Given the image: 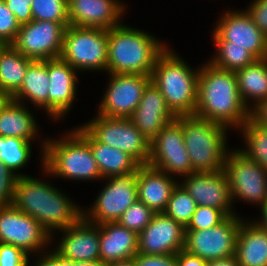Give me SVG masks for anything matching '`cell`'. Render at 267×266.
Instances as JSON below:
<instances>
[{
	"instance_id": "cell-31",
	"label": "cell",
	"mask_w": 267,
	"mask_h": 266,
	"mask_svg": "<svg viewBox=\"0 0 267 266\" xmlns=\"http://www.w3.org/2000/svg\"><path fill=\"white\" fill-rule=\"evenodd\" d=\"M237 132L245 145L238 149L267 171V128L250 118Z\"/></svg>"
},
{
	"instance_id": "cell-9",
	"label": "cell",
	"mask_w": 267,
	"mask_h": 266,
	"mask_svg": "<svg viewBox=\"0 0 267 266\" xmlns=\"http://www.w3.org/2000/svg\"><path fill=\"white\" fill-rule=\"evenodd\" d=\"M224 170L233 205L237 201L260 207L267 199V171L238 147L229 149Z\"/></svg>"
},
{
	"instance_id": "cell-6",
	"label": "cell",
	"mask_w": 267,
	"mask_h": 266,
	"mask_svg": "<svg viewBox=\"0 0 267 266\" xmlns=\"http://www.w3.org/2000/svg\"><path fill=\"white\" fill-rule=\"evenodd\" d=\"M175 119L182 126L194 172L223 170L226 155L231 148L228 144L230 129L196 115H181Z\"/></svg>"
},
{
	"instance_id": "cell-7",
	"label": "cell",
	"mask_w": 267,
	"mask_h": 266,
	"mask_svg": "<svg viewBox=\"0 0 267 266\" xmlns=\"http://www.w3.org/2000/svg\"><path fill=\"white\" fill-rule=\"evenodd\" d=\"M107 50L108 30L72 25L66 27L61 58L79 73L107 72Z\"/></svg>"
},
{
	"instance_id": "cell-34",
	"label": "cell",
	"mask_w": 267,
	"mask_h": 266,
	"mask_svg": "<svg viewBox=\"0 0 267 266\" xmlns=\"http://www.w3.org/2000/svg\"><path fill=\"white\" fill-rule=\"evenodd\" d=\"M196 208L197 203L195 200L178 182L171 192L170 199L164 213L186 227Z\"/></svg>"
},
{
	"instance_id": "cell-25",
	"label": "cell",
	"mask_w": 267,
	"mask_h": 266,
	"mask_svg": "<svg viewBox=\"0 0 267 266\" xmlns=\"http://www.w3.org/2000/svg\"><path fill=\"white\" fill-rule=\"evenodd\" d=\"M73 128L89 145L103 179L136 171L140 164L118 148L98 142L82 125Z\"/></svg>"
},
{
	"instance_id": "cell-51",
	"label": "cell",
	"mask_w": 267,
	"mask_h": 266,
	"mask_svg": "<svg viewBox=\"0 0 267 266\" xmlns=\"http://www.w3.org/2000/svg\"><path fill=\"white\" fill-rule=\"evenodd\" d=\"M105 266H136L134 258L107 263Z\"/></svg>"
},
{
	"instance_id": "cell-20",
	"label": "cell",
	"mask_w": 267,
	"mask_h": 266,
	"mask_svg": "<svg viewBox=\"0 0 267 266\" xmlns=\"http://www.w3.org/2000/svg\"><path fill=\"white\" fill-rule=\"evenodd\" d=\"M99 237L100 225L81 217L75 224L56 232L51 245L60 255L72 261H95L100 260Z\"/></svg>"
},
{
	"instance_id": "cell-53",
	"label": "cell",
	"mask_w": 267,
	"mask_h": 266,
	"mask_svg": "<svg viewBox=\"0 0 267 266\" xmlns=\"http://www.w3.org/2000/svg\"><path fill=\"white\" fill-rule=\"evenodd\" d=\"M6 46V44L0 40V52L3 50V48Z\"/></svg>"
},
{
	"instance_id": "cell-39",
	"label": "cell",
	"mask_w": 267,
	"mask_h": 266,
	"mask_svg": "<svg viewBox=\"0 0 267 266\" xmlns=\"http://www.w3.org/2000/svg\"><path fill=\"white\" fill-rule=\"evenodd\" d=\"M17 178L18 176L0 160V206L13 203Z\"/></svg>"
},
{
	"instance_id": "cell-41",
	"label": "cell",
	"mask_w": 267,
	"mask_h": 266,
	"mask_svg": "<svg viewBox=\"0 0 267 266\" xmlns=\"http://www.w3.org/2000/svg\"><path fill=\"white\" fill-rule=\"evenodd\" d=\"M245 10L255 25L267 36V0H252Z\"/></svg>"
},
{
	"instance_id": "cell-14",
	"label": "cell",
	"mask_w": 267,
	"mask_h": 266,
	"mask_svg": "<svg viewBox=\"0 0 267 266\" xmlns=\"http://www.w3.org/2000/svg\"><path fill=\"white\" fill-rule=\"evenodd\" d=\"M108 74V75H107ZM105 91L96 114L109 118H129L138 106L151 75L106 73Z\"/></svg>"
},
{
	"instance_id": "cell-44",
	"label": "cell",
	"mask_w": 267,
	"mask_h": 266,
	"mask_svg": "<svg viewBox=\"0 0 267 266\" xmlns=\"http://www.w3.org/2000/svg\"><path fill=\"white\" fill-rule=\"evenodd\" d=\"M32 257L36 260L33 258L30 263V257L29 266H61V255L52 246L47 251Z\"/></svg>"
},
{
	"instance_id": "cell-15",
	"label": "cell",
	"mask_w": 267,
	"mask_h": 266,
	"mask_svg": "<svg viewBox=\"0 0 267 266\" xmlns=\"http://www.w3.org/2000/svg\"><path fill=\"white\" fill-rule=\"evenodd\" d=\"M148 165L177 179L194 173L181 124L174 119L150 142Z\"/></svg>"
},
{
	"instance_id": "cell-42",
	"label": "cell",
	"mask_w": 267,
	"mask_h": 266,
	"mask_svg": "<svg viewBox=\"0 0 267 266\" xmlns=\"http://www.w3.org/2000/svg\"><path fill=\"white\" fill-rule=\"evenodd\" d=\"M7 8L15 15L16 21L22 25L33 20L32 0H4Z\"/></svg>"
},
{
	"instance_id": "cell-16",
	"label": "cell",
	"mask_w": 267,
	"mask_h": 266,
	"mask_svg": "<svg viewBox=\"0 0 267 266\" xmlns=\"http://www.w3.org/2000/svg\"><path fill=\"white\" fill-rule=\"evenodd\" d=\"M65 30L59 22L32 20L20 25L11 45L32 60L58 58L61 57Z\"/></svg>"
},
{
	"instance_id": "cell-13",
	"label": "cell",
	"mask_w": 267,
	"mask_h": 266,
	"mask_svg": "<svg viewBox=\"0 0 267 266\" xmlns=\"http://www.w3.org/2000/svg\"><path fill=\"white\" fill-rule=\"evenodd\" d=\"M244 218L240 214L230 215L212 228L185 230L184 249L205 261L234 256L238 231Z\"/></svg>"
},
{
	"instance_id": "cell-10",
	"label": "cell",
	"mask_w": 267,
	"mask_h": 266,
	"mask_svg": "<svg viewBox=\"0 0 267 266\" xmlns=\"http://www.w3.org/2000/svg\"><path fill=\"white\" fill-rule=\"evenodd\" d=\"M81 125L98 141L118 148L132 156L140 165L150 159V141L145 138L129 118H109L102 115Z\"/></svg>"
},
{
	"instance_id": "cell-29",
	"label": "cell",
	"mask_w": 267,
	"mask_h": 266,
	"mask_svg": "<svg viewBox=\"0 0 267 266\" xmlns=\"http://www.w3.org/2000/svg\"><path fill=\"white\" fill-rule=\"evenodd\" d=\"M240 97L250 112L267 98V58L236 72Z\"/></svg>"
},
{
	"instance_id": "cell-46",
	"label": "cell",
	"mask_w": 267,
	"mask_h": 266,
	"mask_svg": "<svg viewBox=\"0 0 267 266\" xmlns=\"http://www.w3.org/2000/svg\"><path fill=\"white\" fill-rule=\"evenodd\" d=\"M251 118L267 128V98L251 111Z\"/></svg>"
},
{
	"instance_id": "cell-19",
	"label": "cell",
	"mask_w": 267,
	"mask_h": 266,
	"mask_svg": "<svg viewBox=\"0 0 267 266\" xmlns=\"http://www.w3.org/2000/svg\"><path fill=\"white\" fill-rule=\"evenodd\" d=\"M185 227L164 212L155 213L138 234V253L146 255L177 254L185 247Z\"/></svg>"
},
{
	"instance_id": "cell-50",
	"label": "cell",
	"mask_w": 267,
	"mask_h": 266,
	"mask_svg": "<svg viewBox=\"0 0 267 266\" xmlns=\"http://www.w3.org/2000/svg\"><path fill=\"white\" fill-rule=\"evenodd\" d=\"M101 260L95 261H72V266H105Z\"/></svg>"
},
{
	"instance_id": "cell-21",
	"label": "cell",
	"mask_w": 267,
	"mask_h": 266,
	"mask_svg": "<svg viewBox=\"0 0 267 266\" xmlns=\"http://www.w3.org/2000/svg\"><path fill=\"white\" fill-rule=\"evenodd\" d=\"M67 7L69 25L106 30L120 25L128 13L122 0H68Z\"/></svg>"
},
{
	"instance_id": "cell-11",
	"label": "cell",
	"mask_w": 267,
	"mask_h": 266,
	"mask_svg": "<svg viewBox=\"0 0 267 266\" xmlns=\"http://www.w3.org/2000/svg\"><path fill=\"white\" fill-rule=\"evenodd\" d=\"M52 237L33 217L13 204L0 206V243L12 244L31 258L47 251Z\"/></svg>"
},
{
	"instance_id": "cell-43",
	"label": "cell",
	"mask_w": 267,
	"mask_h": 266,
	"mask_svg": "<svg viewBox=\"0 0 267 266\" xmlns=\"http://www.w3.org/2000/svg\"><path fill=\"white\" fill-rule=\"evenodd\" d=\"M136 266H177L176 254L168 255H146L136 254L134 256Z\"/></svg>"
},
{
	"instance_id": "cell-5",
	"label": "cell",
	"mask_w": 267,
	"mask_h": 266,
	"mask_svg": "<svg viewBox=\"0 0 267 266\" xmlns=\"http://www.w3.org/2000/svg\"><path fill=\"white\" fill-rule=\"evenodd\" d=\"M63 133L57 138L46 137L43 167L54 179L101 181L103 178L90 145L73 128Z\"/></svg>"
},
{
	"instance_id": "cell-24",
	"label": "cell",
	"mask_w": 267,
	"mask_h": 266,
	"mask_svg": "<svg viewBox=\"0 0 267 266\" xmlns=\"http://www.w3.org/2000/svg\"><path fill=\"white\" fill-rule=\"evenodd\" d=\"M179 179L148 164L138 168V201L146 204L155 213L166 210L170 195Z\"/></svg>"
},
{
	"instance_id": "cell-18",
	"label": "cell",
	"mask_w": 267,
	"mask_h": 266,
	"mask_svg": "<svg viewBox=\"0 0 267 266\" xmlns=\"http://www.w3.org/2000/svg\"><path fill=\"white\" fill-rule=\"evenodd\" d=\"M179 183L195 200L197 206L223 210L228 216L239 214L233 205L225 170L194 172L180 178Z\"/></svg>"
},
{
	"instance_id": "cell-4",
	"label": "cell",
	"mask_w": 267,
	"mask_h": 266,
	"mask_svg": "<svg viewBox=\"0 0 267 266\" xmlns=\"http://www.w3.org/2000/svg\"><path fill=\"white\" fill-rule=\"evenodd\" d=\"M175 49L168 47L158 56L151 81L160 89L175 116L194 115L200 64L194 69Z\"/></svg>"
},
{
	"instance_id": "cell-1",
	"label": "cell",
	"mask_w": 267,
	"mask_h": 266,
	"mask_svg": "<svg viewBox=\"0 0 267 266\" xmlns=\"http://www.w3.org/2000/svg\"><path fill=\"white\" fill-rule=\"evenodd\" d=\"M41 177L25 175L17 178L13 205L36 219L52 237L75 224L82 217V206L52 185L51 174L40 164ZM42 170V171H41ZM76 202V203H75ZM78 204V205H77Z\"/></svg>"
},
{
	"instance_id": "cell-38",
	"label": "cell",
	"mask_w": 267,
	"mask_h": 266,
	"mask_svg": "<svg viewBox=\"0 0 267 266\" xmlns=\"http://www.w3.org/2000/svg\"><path fill=\"white\" fill-rule=\"evenodd\" d=\"M20 24L15 15L7 8L4 0H0V40L11 45L19 31Z\"/></svg>"
},
{
	"instance_id": "cell-52",
	"label": "cell",
	"mask_w": 267,
	"mask_h": 266,
	"mask_svg": "<svg viewBox=\"0 0 267 266\" xmlns=\"http://www.w3.org/2000/svg\"><path fill=\"white\" fill-rule=\"evenodd\" d=\"M61 266H72V260L61 255Z\"/></svg>"
},
{
	"instance_id": "cell-27",
	"label": "cell",
	"mask_w": 267,
	"mask_h": 266,
	"mask_svg": "<svg viewBox=\"0 0 267 266\" xmlns=\"http://www.w3.org/2000/svg\"><path fill=\"white\" fill-rule=\"evenodd\" d=\"M234 256L239 266H267V231L251 218L240 224Z\"/></svg>"
},
{
	"instance_id": "cell-35",
	"label": "cell",
	"mask_w": 267,
	"mask_h": 266,
	"mask_svg": "<svg viewBox=\"0 0 267 266\" xmlns=\"http://www.w3.org/2000/svg\"><path fill=\"white\" fill-rule=\"evenodd\" d=\"M68 0H32L33 20L53 21L69 26Z\"/></svg>"
},
{
	"instance_id": "cell-28",
	"label": "cell",
	"mask_w": 267,
	"mask_h": 266,
	"mask_svg": "<svg viewBox=\"0 0 267 266\" xmlns=\"http://www.w3.org/2000/svg\"><path fill=\"white\" fill-rule=\"evenodd\" d=\"M48 84L47 60H34L28 66L23 83L12 98L25 105L31 104L32 109L45 111L48 116Z\"/></svg>"
},
{
	"instance_id": "cell-17",
	"label": "cell",
	"mask_w": 267,
	"mask_h": 266,
	"mask_svg": "<svg viewBox=\"0 0 267 266\" xmlns=\"http://www.w3.org/2000/svg\"><path fill=\"white\" fill-rule=\"evenodd\" d=\"M48 118L53 123L64 118L74 108L78 98L79 72L61 57L48 59Z\"/></svg>"
},
{
	"instance_id": "cell-2",
	"label": "cell",
	"mask_w": 267,
	"mask_h": 266,
	"mask_svg": "<svg viewBox=\"0 0 267 266\" xmlns=\"http://www.w3.org/2000/svg\"><path fill=\"white\" fill-rule=\"evenodd\" d=\"M194 115L235 131L251 118L240 97L235 72L221 70L207 59L200 64Z\"/></svg>"
},
{
	"instance_id": "cell-8",
	"label": "cell",
	"mask_w": 267,
	"mask_h": 266,
	"mask_svg": "<svg viewBox=\"0 0 267 266\" xmlns=\"http://www.w3.org/2000/svg\"><path fill=\"white\" fill-rule=\"evenodd\" d=\"M138 169L125 175L102 179L105 185L90 207H82V217L93 224L117 222L120 216L138 200Z\"/></svg>"
},
{
	"instance_id": "cell-40",
	"label": "cell",
	"mask_w": 267,
	"mask_h": 266,
	"mask_svg": "<svg viewBox=\"0 0 267 266\" xmlns=\"http://www.w3.org/2000/svg\"><path fill=\"white\" fill-rule=\"evenodd\" d=\"M30 256L12 244L0 243V266H29Z\"/></svg>"
},
{
	"instance_id": "cell-30",
	"label": "cell",
	"mask_w": 267,
	"mask_h": 266,
	"mask_svg": "<svg viewBox=\"0 0 267 266\" xmlns=\"http://www.w3.org/2000/svg\"><path fill=\"white\" fill-rule=\"evenodd\" d=\"M34 60L6 45L0 52V89L13 95L22 85L28 66Z\"/></svg>"
},
{
	"instance_id": "cell-36",
	"label": "cell",
	"mask_w": 267,
	"mask_h": 266,
	"mask_svg": "<svg viewBox=\"0 0 267 266\" xmlns=\"http://www.w3.org/2000/svg\"><path fill=\"white\" fill-rule=\"evenodd\" d=\"M154 215L155 212L152 209L137 200L120 216L117 222L139 234L151 222Z\"/></svg>"
},
{
	"instance_id": "cell-32",
	"label": "cell",
	"mask_w": 267,
	"mask_h": 266,
	"mask_svg": "<svg viewBox=\"0 0 267 266\" xmlns=\"http://www.w3.org/2000/svg\"><path fill=\"white\" fill-rule=\"evenodd\" d=\"M33 144L21 138L0 136V160L16 176H25L27 173L20 172L31 162L29 160L32 158Z\"/></svg>"
},
{
	"instance_id": "cell-3",
	"label": "cell",
	"mask_w": 267,
	"mask_h": 266,
	"mask_svg": "<svg viewBox=\"0 0 267 266\" xmlns=\"http://www.w3.org/2000/svg\"><path fill=\"white\" fill-rule=\"evenodd\" d=\"M149 31L120 25L108 30L107 73L151 75L168 43Z\"/></svg>"
},
{
	"instance_id": "cell-26",
	"label": "cell",
	"mask_w": 267,
	"mask_h": 266,
	"mask_svg": "<svg viewBox=\"0 0 267 266\" xmlns=\"http://www.w3.org/2000/svg\"><path fill=\"white\" fill-rule=\"evenodd\" d=\"M100 260L107 264L134 258L138 254V234L118 222L100 224Z\"/></svg>"
},
{
	"instance_id": "cell-37",
	"label": "cell",
	"mask_w": 267,
	"mask_h": 266,
	"mask_svg": "<svg viewBox=\"0 0 267 266\" xmlns=\"http://www.w3.org/2000/svg\"><path fill=\"white\" fill-rule=\"evenodd\" d=\"M227 217L228 215L221 209L197 206L185 230H205L212 228L223 222Z\"/></svg>"
},
{
	"instance_id": "cell-48",
	"label": "cell",
	"mask_w": 267,
	"mask_h": 266,
	"mask_svg": "<svg viewBox=\"0 0 267 266\" xmlns=\"http://www.w3.org/2000/svg\"><path fill=\"white\" fill-rule=\"evenodd\" d=\"M207 266H239L235 256L208 261Z\"/></svg>"
},
{
	"instance_id": "cell-45",
	"label": "cell",
	"mask_w": 267,
	"mask_h": 266,
	"mask_svg": "<svg viewBox=\"0 0 267 266\" xmlns=\"http://www.w3.org/2000/svg\"><path fill=\"white\" fill-rule=\"evenodd\" d=\"M177 266H207L208 261L200 257L190 254L185 249L176 254Z\"/></svg>"
},
{
	"instance_id": "cell-23",
	"label": "cell",
	"mask_w": 267,
	"mask_h": 266,
	"mask_svg": "<svg viewBox=\"0 0 267 266\" xmlns=\"http://www.w3.org/2000/svg\"><path fill=\"white\" fill-rule=\"evenodd\" d=\"M27 107L24 103L13 99L7 104L0 113V136L21 138L34 143L39 137V160L43 164L46 138L40 137L42 133L39 129V123L30 109L31 106Z\"/></svg>"
},
{
	"instance_id": "cell-47",
	"label": "cell",
	"mask_w": 267,
	"mask_h": 266,
	"mask_svg": "<svg viewBox=\"0 0 267 266\" xmlns=\"http://www.w3.org/2000/svg\"><path fill=\"white\" fill-rule=\"evenodd\" d=\"M260 211L259 214L260 216L258 219L254 218L251 219L253 222H255L260 228L264 229L267 231V199L265 202L259 207Z\"/></svg>"
},
{
	"instance_id": "cell-33",
	"label": "cell",
	"mask_w": 267,
	"mask_h": 266,
	"mask_svg": "<svg viewBox=\"0 0 267 266\" xmlns=\"http://www.w3.org/2000/svg\"><path fill=\"white\" fill-rule=\"evenodd\" d=\"M212 43L215 47V51L207 61L221 70L236 72L257 60L247 49L238 46H230V42Z\"/></svg>"
},
{
	"instance_id": "cell-49",
	"label": "cell",
	"mask_w": 267,
	"mask_h": 266,
	"mask_svg": "<svg viewBox=\"0 0 267 266\" xmlns=\"http://www.w3.org/2000/svg\"><path fill=\"white\" fill-rule=\"evenodd\" d=\"M12 95L6 91L0 89V113L7 106V104L12 100Z\"/></svg>"
},
{
	"instance_id": "cell-12",
	"label": "cell",
	"mask_w": 267,
	"mask_h": 266,
	"mask_svg": "<svg viewBox=\"0 0 267 266\" xmlns=\"http://www.w3.org/2000/svg\"><path fill=\"white\" fill-rule=\"evenodd\" d=\"M217 17L211 31L212 42H230L247 49L257 59L267 58V36L255 25L245 9L227 8Z\"/></svg>"
},
{
	"instance_id": "cell-22",
	"label": "cell",
	"mask_w": 267,
	"mask_h": 266,
	"mask_svg": "<svg viewBox=\"0 0 267 266\" xmlns=\"http://www.w3.org/2000/svg\"><path fill=\"white\" fill-rule=\"evenodd\" d=\"M175 118L176 116L167 107L160 89L152 81L144 88L138 106L129 117L135 127L150 142L166 124Z\"/></svg>"
}]
</instances>
